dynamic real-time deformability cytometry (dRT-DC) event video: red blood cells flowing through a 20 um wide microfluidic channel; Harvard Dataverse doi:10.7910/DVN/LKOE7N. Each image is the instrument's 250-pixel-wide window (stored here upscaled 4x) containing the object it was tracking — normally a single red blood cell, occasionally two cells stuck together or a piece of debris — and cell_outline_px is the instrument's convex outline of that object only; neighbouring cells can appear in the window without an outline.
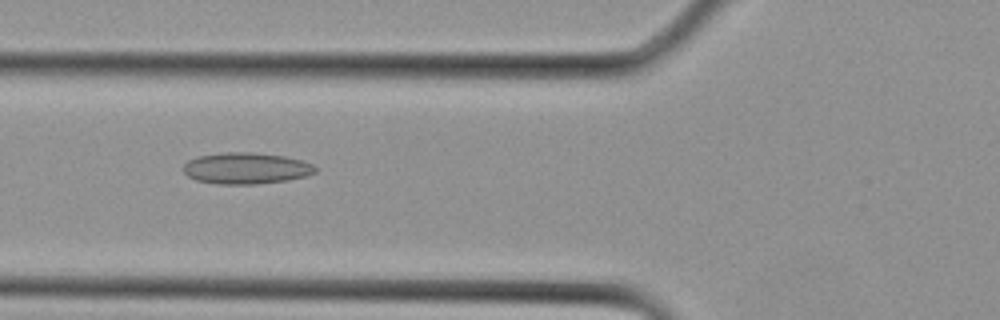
{"species": "Egyptian fruit bat (a non-hibernating species)", "species_latin": "Rousettus aegyptiacus", "temperature_condition": "cold", "stored_images_in_passage": 16, "camera_frame_rate_fps": 3000, "um_per_image_px": 0.085, "animal": {"sex": "female"}, "frame": {"image": 1, "passage_image": 7, "time_ms": 2.0, "image_size_px": [1000, 320], "cell_outline_px": [[316, 172], [308, 176], [288, 180], [256, 184], [216, 184], [196, 180], [188, 176], [184, 172], [184, 164], [188, 160], [196, 156], [224, 152], [252, 152], [284, 156], [304, 160], [312, 164], [316, 168]], "centroid_in_image_um": [20.93, 14.3], "position_along_channel_um": 104.9, "area_um2": 24.33}}
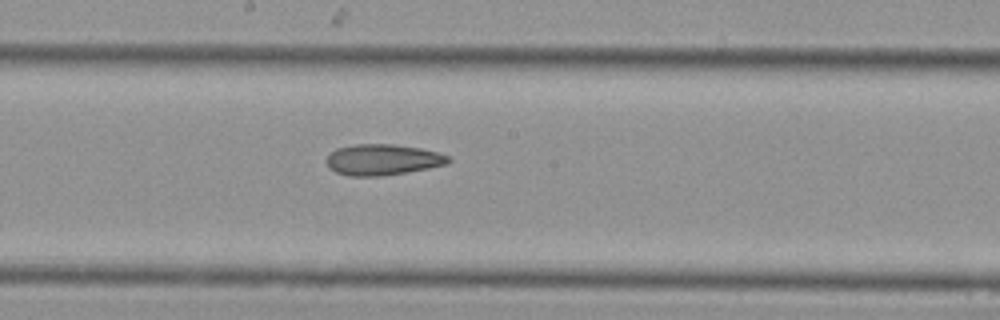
{"frame": {"image": 2, "passage_image": 12, "time_ms": 3.667, "image_size_px": [1000, 320], "cell_outline_px": [[452, 160], [448, 164], [428, 168], [380, 176], [348, 176], [336, 172], [328, 168], [324, 160], [336, 148], [356, 144], [392, 144], [420, 148], [436, 152], [448, 156]], "centroid_in_image_um": [32.49, 13.57], "position_along_channel_um": 215.7, "area_um2": 21.96}}
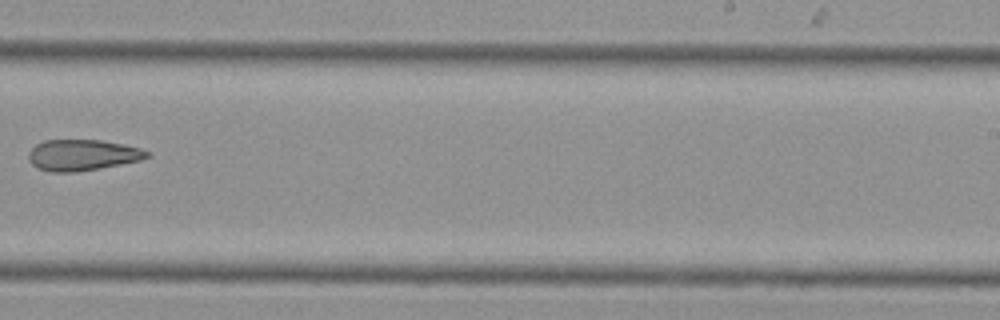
{"frame": {"image": 3, "passage_image": 15, "time_ms": 4.667, "image_size_px": [1000, 320], "cell_outline_px": [[148, 156], [140, 160], [100, 168], [76, 172], [52, 172], [40, 168], [32, 164], [28, 160], [28, 152], [36, 144], [44, 140], [100, 140], [124, 144], [140, 148], [148, 152]], "centroid_in_image_um": [6.97, 13.17], "position_along_channel_um": 282.0, "area_um2": 21.27}}